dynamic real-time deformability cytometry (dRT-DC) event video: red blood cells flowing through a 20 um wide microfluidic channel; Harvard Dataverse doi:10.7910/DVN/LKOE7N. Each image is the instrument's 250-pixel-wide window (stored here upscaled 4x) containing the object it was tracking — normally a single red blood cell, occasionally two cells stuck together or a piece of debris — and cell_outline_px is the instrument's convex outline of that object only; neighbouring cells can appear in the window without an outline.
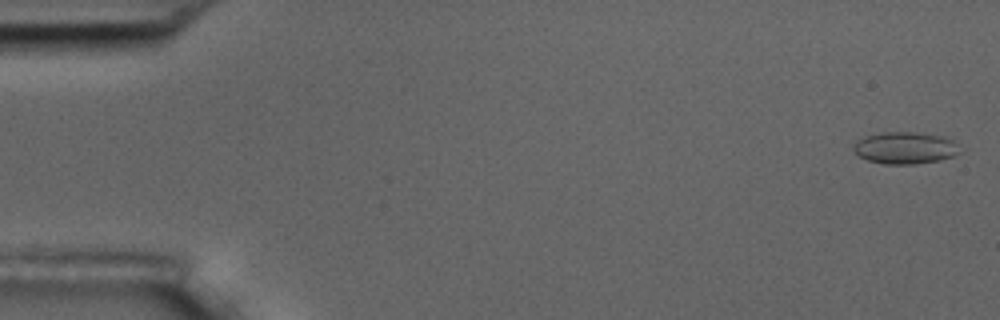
{"species": "common noctule bat (a hibernating species)", "species_latin": "Nyctalus noctula", "temperature_condition": "room temperature", "stored_images_in_passage": 9, "camera_frame_rate_fps": 3000, "um_per_image_px": 0.085, "animal": {"sex": "male", "body_mass_g": 17.5, "forearm_length_mm": 52.3}, "frame": {"image": 1, "passage_image": 1, "time_ms": 0.0, "image_size_px": [1000, 320], "cell_outline_px": [[960, 152], [952, 156], [940, 160], [916, 164], [884, 164], [868, 160], [860, 156], [852, 148], [856, 140], [868, 136], [884, 132], [924, 132], [944, 136], [952, 140]], "centroid_in_image_um": [76.93, 12.56], "position_along_channel_um": 8.1, "area_um2": 19.71}}
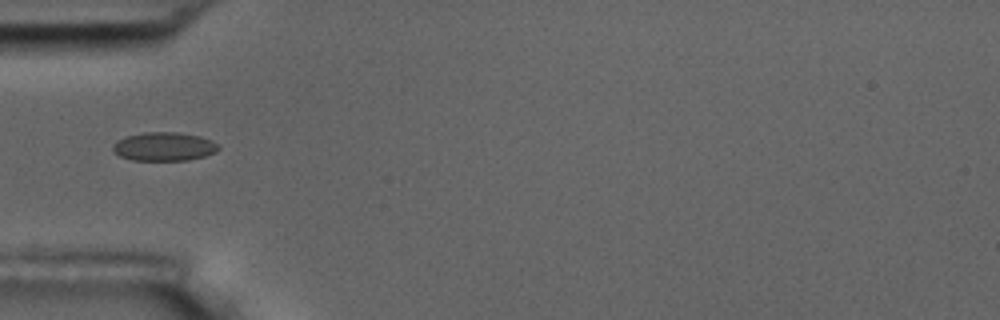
{"frame": {"image": 2, "passage_image": 6, "time_ms": 5.667, "image_size_px": [1000, 320], "cell_outline_px": [[220, 148], [216, 152], [204, 156], [188, 160], [132, 160], [120, 156], [112, 152], [112, 144], [116, 140], [128, 136], [144, 132], [176, 132], [200, 136], [212, 140]], "centroid_in_image_um": [13.92, 12.46], "position_along_channel_um": 71.1, "area_um2": 17.69}}
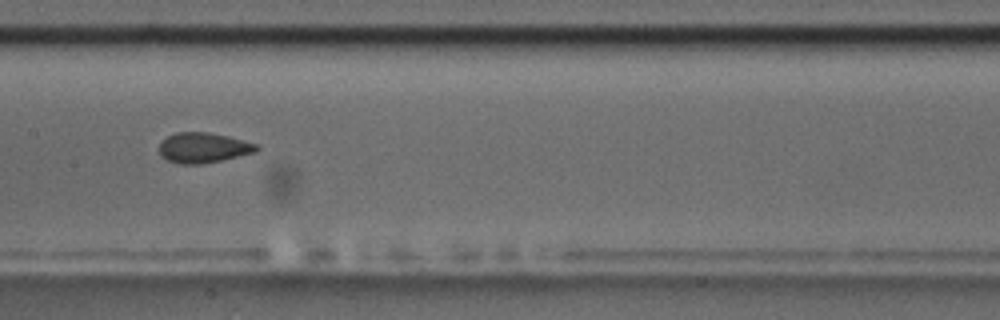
{"frame": {"image": 3, "passage_image": 9, "time_ms": 9.0, "image_size_px": [1000, 320], "cell_outline_px": [[260, 148], [256, 152], [204, 164], [180, 164], [168, 160], [160, 156], [160, 140], [176, 132], [208, 132], [228, 136], [260, 144]], "centroid_in_image_um": [17.3, 12.55], "position_along_channel_um": 190.1, "area_um2": 17.34}}